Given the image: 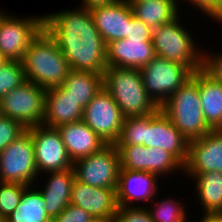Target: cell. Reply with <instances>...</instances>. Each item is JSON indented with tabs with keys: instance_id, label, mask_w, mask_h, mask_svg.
<instances>
[{
	"instance_id": "7c38bea8",
	"label": "cell",
	"mask_w": 222,
	"mask_h": 222,
	"mask_svg": "<svg viewBox=\"0 0 222 222\" xmlns=\"http://www.w3.org/2000/svg\"><path fill=\"white\" fill-rule=\"evenodd\" d=\"M124 119L119 106L104 87L84 108L82 118L107 145H113L119 138Z\"/></svg>"
},
{
	"instance_id": "484cf974",
	"label": "cell",
	"mask_w": 222,
	"mask_h": 222,
	"mask_svg": "<svg viewBox=\"0 0 222 222\" xmlns=\"http://www.w3.org/2000/svg\"><path fill=\"white\" fill-rule=\"evenodd\" d=\"M34 185L24 189L19 205L5 219L6 222H45L50 218L45 209L43 196L36 187L37 184Z\"/></svg>"
},
{
	"instance_id": "277c9868",
	"label": "cell",
	"mask_w": 222,
	"mask_h": 222,
	"mask_svg": "<svg viewBox=\"0 0 222 222\" xmlns=\"http://www.w3.org/2000/svg\"><path fill=\"white\" fill-rule=\"evenodd\" d=\"M160 108L188 142L212 131L205 122L201 106L198 70Z\"/></svg>"
},
{
	"instance_id": "f546056e",
	"label": "cell",
	"mask_w": 222,
	"mask_h": 222,
	"mask_svg": "<svg viewBox=\"0 0 222 222\" xmlns=\"http://www.w3.org/2000/svg\"><path fill=\"white\" fill-rule=\"evenodd\" d=\"M26 187L17 182H0V218L6 219L17 208Z\"/></svg>"
},
{
	"instance_id": "ab89813d",
	"label": "cell",
	"mask_w": 222,
	"mask_h": 222,
	"mask_svg": "<svg viewBox=\"0 0 222 222\" xmlns=\"http://www.w3.org/2000/svg\"><path fill=\"white\" fill-rule=\"evenodd\" d=\"M196 222H222V213H203ZM200 220V221H199Z\"/></svg>"
},
{
	"instance_id": "603a6c76",
	"label": "cell",
	"mask_w": 222,
	"mask_h": 222,
	"mask_svg": "<svg viewBox=\"0 0 222 222\" xmlns=\"http://www.w3.org/2000/svg\"><path fill=\"white\" fill-rule=\"evenodd\" d=\"M195 183V195L203 213H222V173L219 171L201 174H186ZM194 180V181H193ZM197 192V194H196Z\"/></svg>"
},
{
	"instance_id": "d590c367",
	"label": "cell",
	"mask_w": 222,
	"mask_h": 222,
	"mask_svg": "<svg viewBox=\"0 0 222 222\" xmlns=\"http://www.w3.org/2000/svg\"><path fill=\"white\" fill-rule=\"evenodd\" d=\"M56 222H90L93 217L83 208L69 204L57 217Z\"/></svg>"
},
{
	"instance_id": "f35d334b",
	"label": "cell",
	"mask_w": 222,
	"mask_h": 222,
	"mask_svg": "<svg viewBox=\"0 0 222 222\" xmlns=\"http://www.w3.org/2000/svg\"><path fill=\"white\" fill-rule=\"evenodd\" d=\"M207 16L208 18H211V21H216L222 25V0L215 1L212 11Z\"/></svg>"
},
{
	"instance_id": "b9f144b4",
	"label": "cell",
	"mask_w": 222,
	"mask_h": 222,
	"mask_svg": "<svg viewBox=\"0 0 222 222\" xmlns=\"http://www.w3.org/2000/svg\"><path fill=\"white\" fill-rule=\"evenodd\" d=\"M6 61H8L0 52V66H2Z\"/></svg>"
},
{
	"instance_id": "9a60e30c",
	"label": "cell",
	"mask_w": 222,
	"mask_h": 222,
	"mask_svg": "<svg viewBox=\"0 0 222 222\" xmlns=\"http://www.w3.org/2000/svg\"><path fill=\"white\" fill-rule=\"evenodd\" d=\"M219 171L222 173V130L189 141L183 175Z\"/></svg>"
},
{
	"instance_id": "f1b7e54d",
	"label": "cell",
	"mask_w": 222,
	"mask_h": 222,
	"mask_svg": "<svg viewBox=\"0 0 222 222\" xmlns=\"http://www.w3.org/2000/svg\"><path fill=\"white\" fill-rule=\"evenodd\" d=\"M26 81L21 61H6L0 66V99Z\"/></svg>"
},
{
	"instance_id": "cb8c5ba5",
	"label": "cell",
	"mask_w": 222,
	"mask_h": 222,
	"mask_svg": "<svg viewBox=\"0 0 222 222\" xmlns=\"http://www.w3.org/2000/svg\"><path fill=\"white\" fill-rule=\"evenodd\" d=\"M61 87L84 109L104 87V77L91 71L71 69Z\"/></svg>"
},
{
	"instance_id": "52a82bcc",
	"label": "cell",
	"mask_w": 222,
	"mask_h": 222,
	"mask_svg": "<svg viewBox=\"0 0 222 222\" xmlns=\"http://www.w3.org/2000/svg\"><path fill=\"white\" fill-rule=\"evenodd\" d=\"M139 70L147 95L158 107L193 74L189 67L158 56Z\"/></svg>"
},
{
	"instance_id": "ffe728a7",
	"label": "cell",
	"mask_w": 222,
	"mask_h": 222,
	"mask_svg": "<svg viewBox=\"0 0 222 222\" xmlns=\"http://www.w3.org/2000/svg\"><path fill=\"white\" fill-rule=\"evenodd\" d=\"M57 129L73 163L107 145L83 120L60 125Z\"/></svg>"
},
{
	"instance_id": "60d3db41",
	"label": "cell",
	"mask_w": 222,
	"mask_h": 222,
	"mask_svg": "<svg viewBox=\"0 0 222 222\" xmlns=\"http://www.w3.org/2000/svg\"><path fill=\"white\" fill-rule=\"evenodd\" d=\"M90 222H114L113 218H93Z\"/></svg>"
},
{
	"instance_id": "83f0119b",
	"label": "cell",
	"mask_w": 222,
	"mask_h": 222,
	"mask_svg": "<svg viewBox=\"0 0 222 222\" xmlns=\"http://www.w3.org/2000/svg\"><path fill=\"white\" fill-rule=\"evenodd\" d=\"M178 171L183 174V165L171 153L162 148L146 147V172L154 173L162 180Z\"/></svg>"
},
{
	"instance_id": "1f68e13d",
	"label": "cell",
	"mask_w": 222,
	"mask_h": 222,
	"mask_svg": "<svg viewBox=\"0 0 222 222\" xmlns=\"http://www.w3.org/2000/svg\"><path fill=\"white\" fill-rule=\"evenodd\" d=\"M26 130L19 121L0 114V153Z\"/></svg>"
},
{
	"instance_id": "7a4b0ae2",
	"label": "cell",
	"mask_w": 222,
	"mask_h": 222,
	"mask_svg": "<svg viewBox=\"0 0 222 222\" xmlns=\"http://www.w3.org/2000/svg\"><path fill=\"white\" fill-rule=\"evenodd\" d=\"M188 143L159 107L149 115L126 117L119 138L113 145H144L147 148H162L184 166L188 157Z\"/></svg>"
},
{
	"instance_id": "7402d4cb",
	"label": "cell",
	"mask_w": 222,
	"mask_h": 222,
	"mask_svg": "<svg viewBox=\"0 0 222 222\" xmlns=\"http://www.w3.org/2000/svg\"><path fill=\"white\" fill-rule=\"evenodd\" d=\"M198 90L205 122L212 131L222 130V83L199 69Z\"/></svg>"
},
{
	"instance_id": "8992f818",
	"label": "cell",
	"mask_w": 222,
	"mask_h": 222,
	"mask_svg": "<svg viewBox=\"0 0 222 222\" xmlns=\"http://www.w3.org/2000/svg\"><path fill=\"white\" fill-rule=\"evenodd\" d=\"M180 17L182 18L181 14L170 23L153 29L155 56L181 63L196 72L202 69L203 48L196 44L193 32L184 26L185 20Z\"/></svg>"
},
{
	"instance_id": "e0dca14e",
	"label": "cell",
	"mask_w": 222,
	"mask_h": 222,
	"mask_svg": "<svg viewBox=\"0 0 222 222\" xmlns=\"http://www.w3.org/2000/svg\"><path fill=\"white\" fill-rule=\"evenodd\" d=\"M104 43L128 37V22L134 16L129 2L95 7L90 10Z\"/></svg>"
},
{
	"instance_id": "7bdbcfd3",
	"label": "cell",
	"mask_w": 222,
	"mask_h": 222,
	"mask_svg": "<svg viewBox=\"0 0 222 222\" xmlns=\"http://www.w3.org/2000/svg\"><path fill=\"white\" fill-rule=\"evenodd\" d=\"M45 222H56L54 218H49L47 221Z\"/></svg>"
},
{
	"instance_id": "74e56055",
	"label": "cell",
	"mask_w": 222,
	"mask_h": 222,
	"mask_svg": "<svg viewBox=\"0 0 222 222\" xmlns=\"http://www.w3.org/2000/svg\"><path fill=\"white\" fill-rule=\"evenodd\" d=\"M115 2L116 0H82L80 2L81 5H78V6L91 10L95 7L111 5V4H114Z\"/></svg>"
},
{
	"instance_id": "d4e9b609",
	"label": "cell",
	"mask_w": 222,
	"mask_h": 222,
	"mask_svg": "<svg viewBox=\"0 0 222 222\" xmlns=\"http://www.w3.org/2000/svg\"><path fill=\"white\" fill-rule=\"evenodd\" d=\"M129 3L134 16L143 21L152 30L163 24L170 23L180 14H183L181 8L177 6V0H147Z\"/></svg>"
},
{
	"instance_id": "30bf717a",
	"label": "cell",
	"mask_w": 222,
	"mask_h": 222,
	"mask_svg": "<svg viewBox=\"0 0 222 222\" xmlns=\"http://www.w3.org/2000/svg\"><path fill=\"white\" fill-rule=\"evenodd\" d=\"M45 91L26 80L0 99V114L19 121L25 128L42 125Z\"/></svg>"
},
{
	"instance_id": "6da1fadb",
	"label": "cell",
	"mask_w": 222,
	"mask_h": 222,
	"mask_svg": "<svg viewBox=\"0 0 222 222\" xmlns=\"http://www.w3.org/2000/svg\"><path fill=\"white\" fill-rule=\"evenodd\" d=\"M71 8L44 14V29L55 40L71 69L104 75L106 44L93 16L84 7Z\"/></svg>"
},
{
	"instance_id": "8fae6325",
	"label": "cell",
	"mask_w": 222,
	"mask_h": 222,
	"mask_svg": "<svg viewBox=\"0 0 222 222\" xmlns=\"http://www.w3.org/2000/svg\"><path fill=\"white\" fill-rule=\"evenodd\" d=\"M76 179L99 188L116 189L121 169L120 155L114 145H106L99 152L73 163Z\"/></svg>"
},
{
	"instance_id": "3957f363",
	"label": "cell",
	"mask_w": 222,
	"mask_h": 222,
	"mask_svg": "<svg viewBox=\"0 0 222 222\" xmlns=\"http://www.w3.org/2000/svg\"><path fill=\"white\" fill-rule=\"evenodd\" d=\"M21 62L26 80L45 90L61 86L71 71L64 54L45 29L31 42Z\"/></svg>"
},
{
	"instance_id": "4fadbf2b",
	"label": "cell",
	"mask_w": 222,
	"mask_h": 222,
	"mask_svg": "<svg viewBox=\"0 0 222 222\" xmlns=\"http://www.w3.org/2000/svg\"><path fill=\"white\" fill-rule=\"evenodd\" d=\"M33 138L35 163L38 174L73 168L57 128L37 125L27 128Z\"/></svg>"
},
{
	"instance_id": "4316f807",
	"label": "cell",
	"mask_w": 222,
	"mask_h": 222,
	"mask_svg": "<svg viewBox=\"0 0 222 222\" xmlns=\"http://www.w3.org/2000/svg\"><path fill=\"white\" fill-rule=\"evenodd\" d=\"M171 197L160 198L156 195L150 203L153 206H147L154 222H188L189 215L187 214L186 204H183V200L181 202L174 196Z\"/></svg>"
},
{
	"instance_id": "44dd1931",
	"label": "cell",
	"mask_w": 222,
	"mask_h": 222,
	"mask_svg": "<svg viewBox=\"0 0 222 222\" xmlns=\"http://www.w3.org/2000/svg\"><path fill=\"white\" fill-rule=\"evenodd\" d=\"M83 110L61 86L47 89L42 125L57 128L63 124L81 121Z\"/></svg>"
},
{
	"instance_id": "4dcf8cb0",
	"label": "cell",
	"mask_w": 222,
	"mask_h": 222,
	"mask_svg": "<svg viewBox=\"0 0 222 222\" xmlns=\"http://www.w3.org/2000/svg\"><path fill=\"white\" fill-rule=\"evenodd\" d=\"M115 147L119 151L121 169L146 172V147L144 145Z\"/></svg>"
},
{
	"instance_id": "8d00e7d4",
	"label": "cell",
	"mask_w": 222,
	"mask_h": 222,
	"mask_svg": "<svg viewBox=\"0 0 222 222\" xmlns=\"http://www.w3.org/2000/svg\"><path fill=\"white\" fill-rule=\"evenodd\" d=\"M177 1L179 3L178 6L180 8V4H184V3L183 2L180 3L181 0H177ZM185 1L189 2L188 4L190 6L192 5L194 10L195 9L199 10L201 11L200 12L201 14L203 13V15L205 14L204 16H206L212 11L216 0H185Z\"/></svg>"
},
{
	"instance_id": "2e32d148",
	"label": "cell",
	"mask_w": 222,
	"mask_h": 222,
	"mask_svg": "<svg viewBox=\"0 0 222 222\" xmlns=\"http://www.w3.org/2000/svg\"><path fill=\"white\" fill-rule=\"evenodd\" d=\"M70 203L93 218H113L118 209L116 189L89 186L77 179L72 185Z\"/></svg>"
},
{
	"instance_id": "ee69618b",
	"label": "cell",
	"mask_w": 222,
	"mask_h": 222,
	"mask_svg": "<svg viewBox=\"0 0 222 222\" xmlns=\"http://www.w3.org/2000/svg\"><path fill=\"white\" fill-rule=\"evenodd\" d=\"M142 1H147V0H131L130 2H142Z\"/></svg>"
},
{
	"instance_id": "5bb4252c",
	"label": "cell",
	"mask_w": 222,
	"mask_h": 222,
	"mask_svg": "<svg viewBox=\"0 0 222 222\" xmlns=\"http://www.w3.org/2000/svg\"><path fill=\"white\" fill-rule=\"evenodd\" d=\"M159 180L154 173L120 169L116 188L118 207H147L159 195L162 186ZM138 202L143 204L137 205Z\"/></svg>"
},
{
	"instance_id": "836d02e7",
	"label": "cell",
	"mask_w": 222,
	"mask_h": 222,
	"mask_svg": "<svg viewBox=\"0 0 222 222\" xmlns=\"http://www.w3.org/2000/svg\"><path fill=\"white\" fill-rule=\"evenodd\" d=\"M220 51L208 52L203 49L202 69L215 81L222 83V50Z\"/></svg>"
},
{
	"instance_id": "d6986e66",
	"label": "cell",
	"mask_w": 222,
	"mask_h": 222,
	"mask_svg": "<svg viewBox=\"0 0 222 222\" xmlns=\"http://www.w3.org/2000/svg\"><path fill=\"white\" fill-rule=\"evenodd\" d=\"M44 174L48 175L42 178L43 182L46 180L45 186L42 187L41 183L36 187H39L43 196L47 215L55 218L70 204L72 185L76 179L75 171L73 168H69L63 171L43 173L39 176H44Z\"/></svg>"
},
{
	"instance_id": "e575fe53",
	"label": "cell",
	"mask_w": 222,
	"mask_h": 222,
	"mask_svg": "<svg viewBox=\"0 0 222 222\" xmlns=\"http://www.w3.org/2000/svg\"><path fill=\"white\" fill-rule=\"evenodd\" d=\"M153 30L143 21L133 16L128 22V40H152Z\"/></svg>"
},
{
	"instance_id": "ba28073f",
	"label": "cell",
	"mask_w": 222,
	"mask_h": 222,
	"mask_svg": "<svg viewBox=\"0 0 222 222\" xmlns=\"http://www.w3.org/2000/svg\"><path fill=\"white\" fill-rule=\"evenodd\" d=\"M43 15L17 17L6 11L0 14V52L7 60H22L31 42L44 29Z\"/></svg>"
},
{
	"instance_id": "9c48e42d",
	"label": "cell",
	"mask_w": 222,
	"mask_h": 222,
	"mask_svg": "<svg viewBox=\"0 0 222 222\" xmlns=\"http://www.w3.org/2000/svg\"><path fill=\"white\" fill-rule=\"evenodd\" d=\"M41 178L36 168L33 138L26 130L0 153V182L30 186Z\"/></svg>"
},
{
	"instance_id": "5b68a950",
	"label": "cell",
	"mask_w": 222,
	"mask_h": 222,
	"mask_svg": "<svg viewBox=\"0 0 222 222\" xmlns=\"http://www.w3.org/2000/svg\"><path fill=\"white\" fill-rule=\"evenodd\" d=\"M103 77L104 88L125 118L149 115L159 108L147 95L139 69L107 67Z\"/></svg>"
},
{
	"instance_id": "ac0fdd59",
	"label": "cell",
	"mask_w": 222,
	"mask_h": 222,
	"mask_svg": "<svg viewBox=\"0 0 222 222\" xmlns=\"http://www.w3.org/2000/svg\"><path fill=\"white\" fill-rule=\"evenodd\" d=\"M155 57L153 40L119 39L106 45L107 67L141 69Z\"/></svg>"
},
{
	"instance_id": "f6af8a7d",
	"label": "cell",
	"mask_w": 222,
	"mask_h": 222,
	"mask_svg": "<svg viewBox=\"0 0 222 222\" xmlns=\"http://www.w3.org/2000/svg\"><path fill=\"white\" fill-rule=\"evenodd\" d=\"M118 2H130L131 0H116Z\"/></svg>"
},
{
	"instance_id": "d6a6232c",
	"label": "cell",
	"mask_w": 222,
	"mask_h": 222,
	"mask_svg": "<svg viewBox=\"0 0 222 222\" xmlns=\"http://www.w3.org/2000/svg\"><path fill=\"white\" fill-rule=\"evenodd\" d=\"M114 222H154L147 207H118Z\"/></svg>"
},
{
	"instance_id": "bcb514c9",
	"label": "cell",
	"mask_w": 222,
	"mask_h": 222,
	"mask_svg": "<svg viewBox=\"0 0 222 222\" xmlns=\"http://www.w3.org/2000/svg\"><path fill=\"white\" fill-rule=\"evenodd\" d=\"M0 222H6V220L3 218H0Z\"/></svg>"
}]
</instances>
